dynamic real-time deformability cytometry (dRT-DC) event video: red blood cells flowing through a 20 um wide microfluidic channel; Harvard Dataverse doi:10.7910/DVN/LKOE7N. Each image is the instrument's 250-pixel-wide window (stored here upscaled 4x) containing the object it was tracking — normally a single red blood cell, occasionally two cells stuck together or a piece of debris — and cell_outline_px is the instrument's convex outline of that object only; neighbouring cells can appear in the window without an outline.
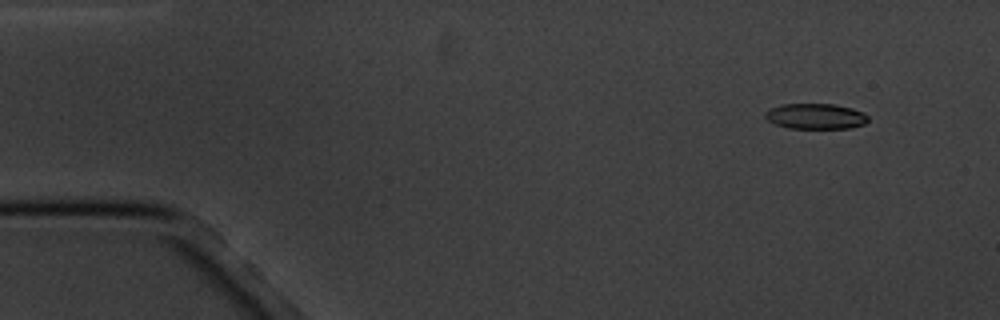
{"species": "common noctule bat (a hibernating species)", "species_latin": "Nyctalus noctula", "temperature_condition": "cold", "stored_images_in_passage": 5, "camera_frame_rate_fps": 3000, "um_per_image_px": 0.085, "animal": {"sex": "male", "body_mass_g": 20.1, "forearm_length_mm": 53.5}, "frame": {"image": 1, "passage_image": 2, "time_ms": 1.333, "image_size_px": [1000, 320], "cell_outline_px": [[868, 120], [864, 124], [852, 128], [788, 128], [776, 124], [768, 120], [764, 116], [764, 112], [768, 108], [780, 104], [836, 104], [852, 108], [864, 112], [868, 116]], "centroid_in_image_um": [69.32, 9.87], "position_along_channel_um": 15.7, "area_um2": 15.49}}
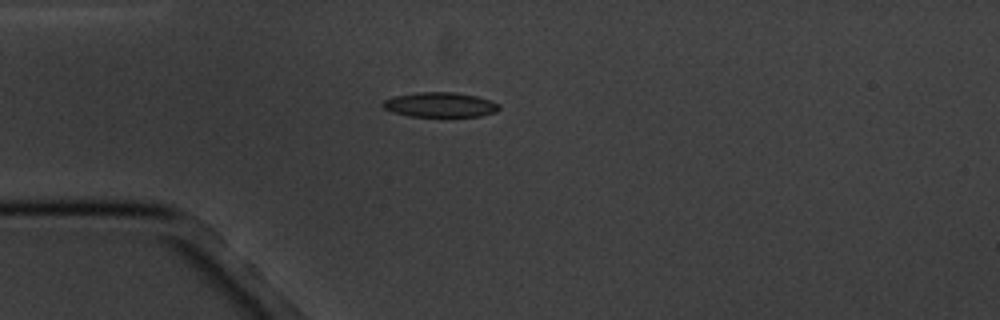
{"frame": {"image": 2, "passage_image": 5, "time_ms": 4.667, "image_size_px": [1000, 320], "cell_outline_px": [[500, 108], [496, 112], [480, 116], [408, 116], [392, 112], [384, 108], [380, 104], [384, 100], [392, 96], [416, 92], [456, 92], [476, 96], [492, 100], [500, 104]], "centroid_in_image_um": [37.4, 8.89], "position_along_channel_um": 47.6, "area_um2": 16.99}}